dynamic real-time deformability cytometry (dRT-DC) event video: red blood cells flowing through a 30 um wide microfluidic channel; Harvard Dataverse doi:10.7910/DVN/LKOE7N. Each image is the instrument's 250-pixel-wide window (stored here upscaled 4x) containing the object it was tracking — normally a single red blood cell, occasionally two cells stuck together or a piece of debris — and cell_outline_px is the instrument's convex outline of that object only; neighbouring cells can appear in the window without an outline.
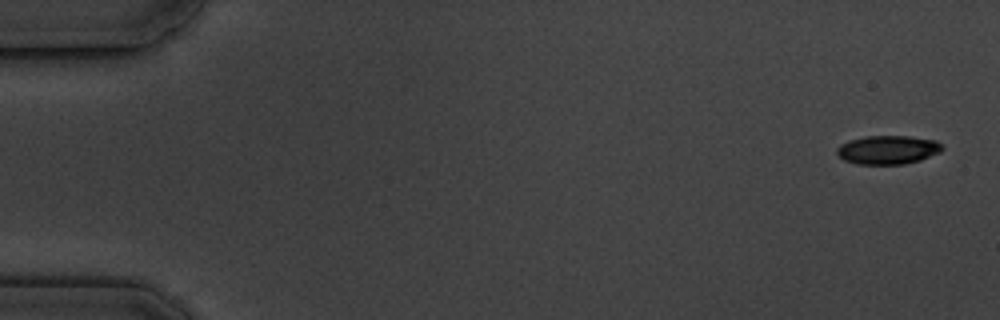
{"species": "common noctule bat (a hibernating species)", "species_latin": "Nyctalus noctula", "temperature_condition": "cold", "stored_images_in_passage": 6, "segment_of_instrument_passage": [2, 2], "camera_frame_rate_fps": 3000, "um_per_image_px": 0.085, "animal": {"sex": "male", "body_mass_g": 19.5, "forearm_length_mm": 54.6}, "frame": {"image": 1, "passage_image": 6, "time_ms": 6.667, "image_size_px": [1000, 320], "cell_outline_px": [[944, 148], [940, 152], [920, 160], [904, 164], [856, 164], [844, 160], [836, 152], [836, 148], [840, 144], [848, 140], [868, 136], [908, 136], [936, 140]], "centroid_in_image_um": [75.45, 12.73], "position_along_channel_um": 9.5, "area_um2": 17.63}}